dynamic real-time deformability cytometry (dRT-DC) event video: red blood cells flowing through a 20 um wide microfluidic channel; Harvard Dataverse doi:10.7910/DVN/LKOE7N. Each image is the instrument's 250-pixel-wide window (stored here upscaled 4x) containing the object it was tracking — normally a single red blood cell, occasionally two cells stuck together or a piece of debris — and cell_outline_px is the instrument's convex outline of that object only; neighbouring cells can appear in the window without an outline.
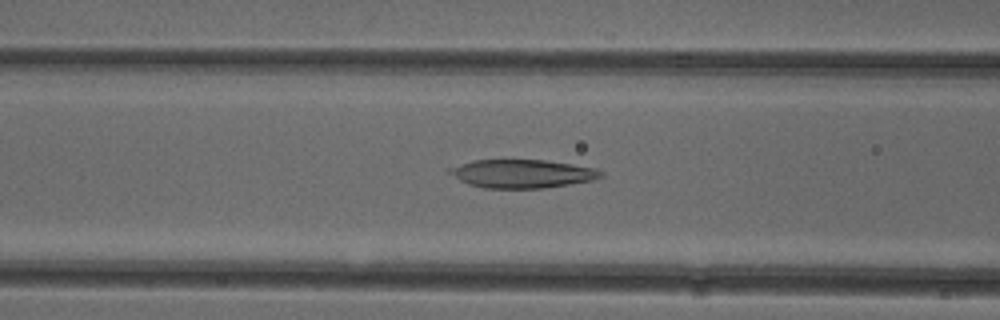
{"species": "common noctule bat (a hibernating species)", "species_latin": "Nyctalus noctula", "temperature_condition": "cold", "stored_images_in_passage": 47, "camera_frame_rate_fps": 3000, "um_per_image_px": 0.085, "animal": {"sex": "female"}, "frame": {"image": 1, "passage_image": 16, "time_ms": 5.0, "image_size_px": [1000, 320], "cell_outline_px": [[604, 176], [592, 180], [544, 188], [484, 188], [468, 184], [444, 172], [448, 168], [476, 160], [544, 160], [572, 164], [596, 168], [604, 172]], "centroid_in_image_um": [44.37, 14.76], "position_along_channel_um": 122.2, "area_um2": 25.03}}
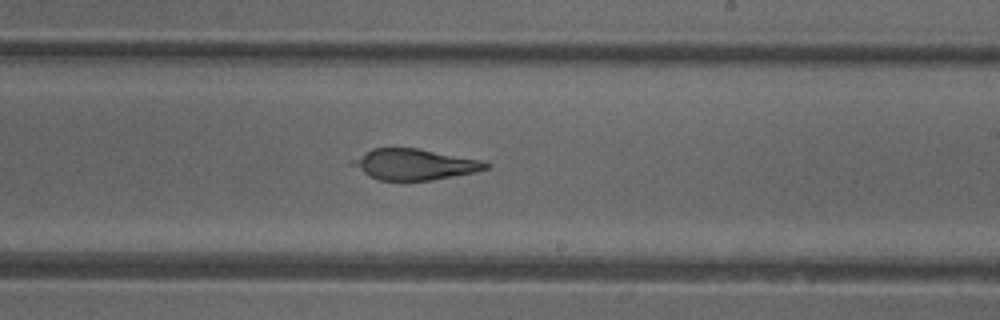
{"frame": {"image": 2, "passage_image": 26, "time_ms": 8.333, "image_size_px": [1000, 320], "cell_outline_px": [[492, 164], [488, 168], [476, 172], [432, 180], [380, 180], [348, 164], [348, 160], [372, 148], [416, 148], [484, 160]], "centroid_in_image_um": [35.23, 13.96], "position_along_channel_um": 253.8, "area_um2": 24.1}}
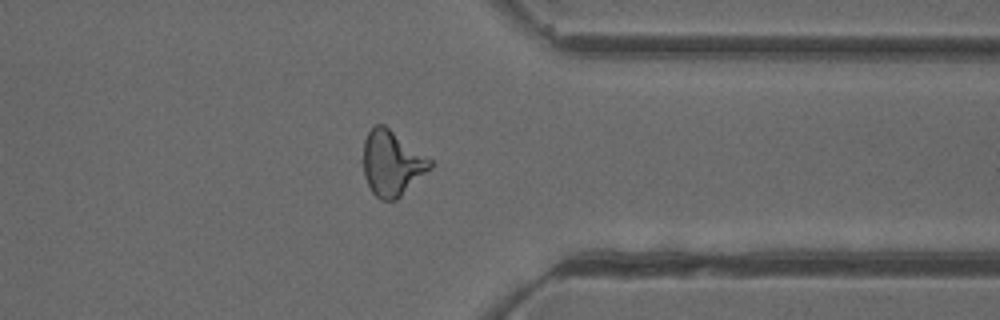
{"frame": {"image": 3, "passage_image": 36, "time_ms": 11.667, "image_size_px": [1000, 320], "cell_outline_px": [[432, 168], [396, 200], [380, 200], [372, 192], [364, 176], [360, 160], [364, 140], [368, 132], [376, 124], [384, 124], [432, 160]], "centroid_in_image_um": [33.26, 13.87], "position_along_channel_um": 378.1, "area_um2": 25.72}, "authors_computed_cell_mechanics": {"area_um2": 25.5476, "velocity_mm_per_s": 3.94, "shape_relaxation_time_tau1_ms": null, "shape_relaxation_time_tau2_ms": 1.4887, "deformation_change_tau1": null, "deformation_change_tau2": 0.0572}}